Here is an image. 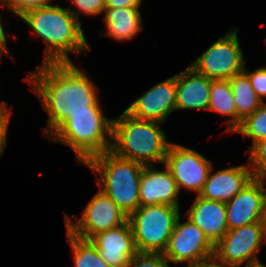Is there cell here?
<instances>
[{"mask_svg":"<svg viewBox=\"0 0 266 267\" xmlns=\"http://www.w3.org/2000/svg\"><path fill=\"white\" fill-rule=\"evenodd\" d=\"M189 218L215 246L228 231L226 204L197 195L187 212Z\"/></svg>","mask_w":266,"mask_h":267,"instance_id":"ac0fdd59","label":"cell"},{"mask_svg":"<svg viewBox=\"0 0 266 267\" xmlns=\"http://www.w3.org/2000/svg\"><path fill=\"white\" fill-rule=\"evenodd\" d=\"M28 76L27 83L33 85L49 115L46 135H51L73 113L99 106L93 82L73 63H43Z\"/></svg>","mask_w":266,"mask_h":267,"instance_id":"6da1fadb","label":"cell"},{"mask_svg":"<svg viewBox=\"0 0 266 267\" xmlns=\"http://www.w3.org/2000/svg\"><path fill=\"white\" fill-rule=\"evenodd\" d=\"M208 110L233 117L227 121L226 131L234 132L240 126L242 120L237 115L229 80H212Z\"/></svg>","mask_w":266,"mask_h":267,"instance_id":"ffe728a7","label":"cell"},{"mask_svg":"<svg viewBox=\"0 0 266 267\" xmlns=\"http://www.w3.org/2000/svg\"><path fill=\"white\" fill-rule=\"evenodd\" d=\"M261 226L263 228L264 238L266 241V198L262 210L261 220H260Z\"/></svg>","mask_w":266,"mask_h":267,"instance_id":"d6a6232c","label":"cell"},{"mask_svg":"<svg viewBox=\"0 0 266 267\" xmlns=\"http://www.w3.org/2000/svg\"><path fill=\"white\" fill-rule=\"evenodd\" d=\"M198 196L201 198L227 203L236 196L254 177L246 165L230 167L211 174Z\"/></svg>","mask_w":266,"mask_h":267,"instance_id":"2e32d148","label":"cell"},{"mask_svg":"<svg viewBox=\"0 0 266 267\" xmlns=\"http://www.w3.org/2000/svg\"><path fill=\"white\" fill-rule=\"evenodd\" d=\"M179 216V207L139 206L128 216L137 252L163 254Z\"/></svg>","mask_w":266,"mask_h":267,"instance_id":"8992f818","label":"cell"},{"mask_svg":"<svg viewBox=\"0 0 266 267\" xmlns=\"http://www.w3.org/2000/svg\"><path fill=\"white\" fill-rule=\"evenodd\" d=\"M234 132L252 138V146L258 141L266 140V102L247 116Z\"/></svg>","mask_w":266,"mask_h":267,"instance_id":"603a6c76","label":"cell"},{"mask_svg":"<svg viewBox=\"0 0 266 267\" xmlns=\"http://www.w3.org/2000/svg\"><path fill=\"white\" fill-rule=\"evenodd\" d=\"M67 239L73 251L75 267H110L90 240L79 238L68 230Z\"/></svg>","mask_w":266,"mask_h":267,"instance_id":"7402d4cb","label":"cell"},{"mask_svg":"<svg viewBox=\"0 0 266 267\" xmlns=\"http://www.w3.org/2000/svg\"><path fill=\"white\" fill-rule=\"evenodd\" d=\"M243 72L248 76L253 90L263 103V97H266V68H258L250 73L244 66Z\"/></svg>","mask_w":266,"mask_h":267,"instance_id":"4316f807","label":"cell"},{"mask_svg":"<svg viewBox=\"0 0 266 267\" xmlns=\"http://www.w3.org/2000/svg\"><path fill=\"white\" fill-rule=\"evenodd\" d=\"M168 259L160 253H139L131 259L127 267H169Z\"/></svg>","mask_w":266,"mask_h":267,"instance_id":"d4e9b609","label":"cell"},{"mask_svg":"<svg viewBox=\"0 0 266 267\" xmlns=\"http://www.w3.org/2000/svg\"><path fill=\"white\" fill-rule=\"evenodd\" d=\"M75 218L76 222L72 223L70 217L65 215L66 230L87 240L128 220V216L101 190L87 204L81 218Z\"/></svg>","mask_w":266,"mask_h":267,"instance_id":"9c48e42d","label":"cell"},{"mask_svg":"<svg viewBox=\"0 0 266 267\" xmlns=\"http://www.w3.org/2000/svg\"><path fill=\"white\" fill-rule=\"evenodd\" d=\"M238 117L243 121L262 104L251 86L248 76L242 72L229 80Z\"/></svg>","mask_w":266,"mask_h":267,"instance_id":"44dd1931","label":"cell"},{"mask_svg":"<svg viewBox=\"0 0 266 267\" xmlns=\"http://www.w3.org/2000/svg\"><path fill=\"white\" fill-rule=\"evenodd\" d=\"M175 110L176 83L174 75L153 86L125 111L135 118L161 123Z\"/></svg>","mask_w":266,"mask_h":267,"instance_id":"4fadbf2b","label":"cell"},{"mask_svg":"<svg viewBox=\"0 0 266 267\" xmlns=\"http://www.w3.org/2000/svg\"><path fill=\"white\" fill-rule=\"evenodd\" d=\"M265 240L260 222L228 230L223 238L215 245L214 259L225 267H261L262 264L256 253L261 249Z\"/></svg>","mask_w":266,"mask_h":267,"instance_id":"52a82bcc","label":"cell"},{"mask_svg":"<svg viewBox=\"0 0 266 267\" xmlns=\"http://www.w3.org/2000/svg\"><path fill=\"white\" fill-rule=\"evenodd\" d=\"M139 7L106 8L103 18L109 37L117 41L131 40L138 31L143 30Z\"/></svg>","mask_w":266,"mask_h":267,"instance_id":"d6986e66","label":"cell"},{"mask_svg":"<svg viewBox=\"0 0 266 267\" xmlns=\"http://www.w3.org/2000/svg\"><path fill=\"white\" fill-rule=\"evenodd\" d=\"M165 136L159 122L138 119L124 111L112 120L110 151L144 166L164 163L170 145Z\"/></svg>","mask_w":266,"mask_h":267,"instance_id":"3957f363","label":"cell"},{"mask_svg":"<svg viewBox=\"0 0 266 267\" xmlns=\"http://www.w3.org/2000/svg\"><path fill=\"white\" fill-rule=\"evenodd\" d=\"M9 109L5 101L0 103V136H7L8 126L10 122Z\"/></svg>","mask_w":266,"mask_h":267,"instance_id":"f1b7e54d","label":"cell"},{"mask_svg":"<svg viewBox=\"0 0 266 267\" xmlns=\"http://www.w3.org/2000/svg\"><path fill=\"white\" fill-rule=\"evenodd\" d=\"M142 0H106V8L140 7Z\"/></svg>","mask_w":266,"mask_h":267,"instance_id":"f546056e","label":"cell"},{"mask_svg":"<svg viewBox=\"0 0 266 267\" xmlns=\"http://www.w3.org/2000/svg\"><path fill=\"white\" fill-rule=\"evenodd\" d=\"M6 53L8 55L9 50L6 44V36L4 32L3 25L1 23V14H0V54Z\"/></svg>","mask_w":266,"mask_h":267,"instance_id":"4dcf8cb0","label":"cell"},{"mask_svg":"<svg viewBox=\"0 0 266 267\" xmlns=\"http://www.w3.org/2000/svg\"><path fill=\"white\" fill-rule=\"evenodd\" d=\"M85 165L101 174L98 186L129 216L140 206L139 188L144 165L123 159L111 151L95 155Z\"/></svg>","mask_w":266,"mask_h":267,"instance_id":"5b68a950","label":"cell"},{"mask_svg":"<svg viewBox=\"0 0 266 267\" xmlns=\"http://www.w3.org/2000/svg\"><path fill=\"white\" fill-rule=\"evenodd\" d=\"M112 120L103 116L100 106H89V111L69 116L51 136L70 146L78 162L85 165L95 155L111 150Z\"/></svg>","mask_w":266,"mask_h":267,"instance_id":"277c9868","label":"cell"},{"mask_svg":"<svg viewBox=\"0 0 266 267\" xmlns=\"http://www.w3.org/2000/svg\"><path fill=\"white\" fill-rule=\"evenodd\" d=\"M86 15H97L105 11L106 0H71Z\"/></svg>","mask_w":266,"mask_h":267,"instance_id":"83f0119b","label":"cell"},{"mask_svg":"<svg viewBox=\"0 0 266 267\" xmlns=\"http://www.w3.org/2000/svg\"><path fill=\"white\" fill-rule=\"evenodd\" d=\"M231 30L218 38L196 61L191 63L197 72L212 80H230L244 71V59L237 37Z\"/></svg>","mask_w":266,"mask_h":267,"instance_id":"ba28073f","label":"cell"},{"mask_svg":"<svg viewBox=\"0 0 266 267\" xmlns=\"http://www.w3.org/2000/svg\"><path fill=\"white\" fill-rule=\"evenodd\" d=\"M178 217L174 231L163 252L169 262L195 265L214 258L215 246L189 218L183 224Z\"/></svg>","mask_w":266,"mask_h":267,"instance_id":"30bf717a","label":"cell"},{"mask_svg":"<svg viewBox=\"0 0 266 267\" xmlns=\"http://www.w3.org/2000/svg\"><path fill=\"white\" fill-rule=\"evenodd\" d=\"M155 170L154 166H144L140 178V206L165 204L179 207V188L170 170Z\"/></svg>","mask_w":266,"mask_h":267,"instance_id":"9a60e30c","label":"cell"},{"mask_svg":"<svg viewBox=\"0 0 266 267\" xmlns=\"http://www.w3.org/2000/svg\"><path fill=\"white\" fill-rule=\"evenodd\" d=\"M211 82L212 79L197 72L191 66L176 74V110H208Z\"/></svg>","mask_w":266,"mask_h":267,"instance_id":"e0dca14e","label":"cell"},{"mask_svg":"<svg viewBox=\"0 0 266 267\" xmlns=\"http://www.w3.org/2000/svg\"><path fill=\"white\" fill-rule=\"evenodd\" d=\"M90 241L110 267H127L130 259L137 253L128 220L116 228L97 233Z\"/></svg>","mask_w":266,"mask_h":267,"instance_id":"5bb4252c","label":"cell"},{"mask_svg":"<svg viewBox=\"0 0 266 267\" xmlns=\"http://www.w3.org/2000/svg\"><path fill=\"white\" fill-rule=\"evenodd\" d=\"M164 164L170 170L179 191L184 187L197 192V195L207 181L212 167L211 162L203 155L174 143L169 145Z\"/></svg>","mask_w":266,"mask_h":267,"instance_id":"8fae6325","label":"cell"},{"mask_svg":"<svg viewBox=\"0 0 266 267\" xmlns=\"http://www.w3.org/2000/svg\"><path fill=\"white\" fill-rule=\"evenodd\" d=\"M50 3L51 0H3L1 5L19 16L26 10L48 6Z\"/></svg>","mask_w":266,"mask_h":267,"instance_id":"484cf974","label":"cell"},{"mask_svg":"<svg viewBox=\"0 0 266 267\" xmlns=\"http://www.w3.org/2000/svg\"><path fill=\"white\" fill-rule=\"evenodd\" d=\"M188 267H225L224 265L218 263L214 258L206 261V262H202V263H198L195 265H188Z\"/></svg>","mask_w":266,"mask_h":267,"instance_id":"1f68e13d","label":"cell"},{"mask_svg":"<svg viewBox=\"0 0 266 267\" xmlns=\"http://www.w3.org/2000/svg\"><path fill=\"white\" fill-rule=\"evenodd\" d=\"M266 179L253 178L226 204L228 230L260 222L266 198Z\"/></svg>","mask_w":266,"mask_h":267,"instance_id":"7c38bea8","label":"cell"},{"mask_svg":"<svg viewBox=\"0 0 266 267\" xmlns=\"http://www.w3.org/2000/svg\"><path fill=\"white\" fill-rule=\"evenodd\" d=\"M6 136H0V156L4 152V149L6 148Z\"/></svg>","mask_w":266,"mask_h":267,"instance_id":"836d02e7","label":"cell"},{"mask_svg":"<svg viewBox=\"0 0 266 267\" xmlns=\"http://www.w3.org/2000/svg\"><path fill=\"white\" fill-rule=\"evenodd\" d=\"M250 152L248 159L253 164V168L250 167L253 177L266 179V140L256 142Z\"/></svg>","mask_w":266,"mask_h":267,"instance_id":"cb8c5ba5","label":"cell"},{"mask_svg":"<svg viewBox=\"0 0 266 267\" xmlns=\"http://www.w3.org/2000/svg\"><path fill=\"white\" fill-rule=\"evenodd\" d=\"M80 12L70 7L42 6L19 15L47 45L43 63H72L67 52L76 53L90 48L83 35Z\"/></svg>","mask_w":266,"mask_h":267,"instance_id":"7a4b0ae2","label":"cell"}]
</instances>
